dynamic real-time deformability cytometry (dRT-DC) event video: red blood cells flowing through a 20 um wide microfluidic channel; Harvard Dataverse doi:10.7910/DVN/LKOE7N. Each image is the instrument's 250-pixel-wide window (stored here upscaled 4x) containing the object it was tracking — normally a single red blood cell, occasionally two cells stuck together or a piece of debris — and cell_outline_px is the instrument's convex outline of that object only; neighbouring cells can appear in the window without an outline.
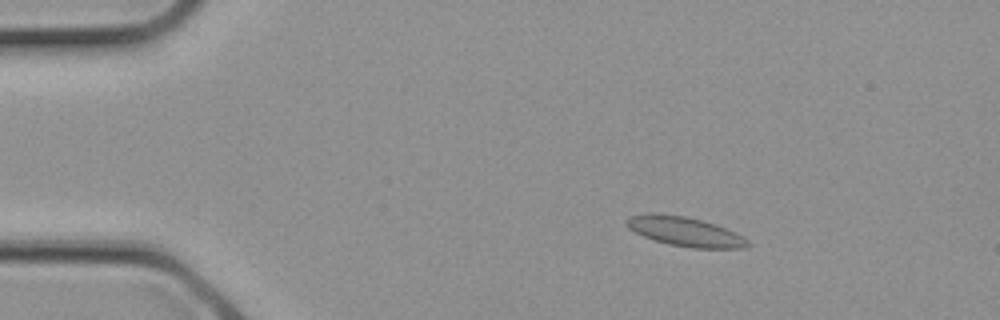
{"species": "common noctule bat (a hibernating species)", "species_latin": "Nyctalus noctula", "temperature_condition": "cold", "stored_images_in_passage": 3, "segment_of_instrument_passage": [2, 2], "camera_frame_rate_fps": 3000, "um_per_image_px": 0.085, "animal": {"sex": "female", "body_mass_g": 21.9}, "frame": {"image": 1, "passage_image": 3, "time_ms": 0.667, "image_size_px": [1000, 320], "cell_outline_px": [[752, 244], [744, 248], [692, 248], [668, 244], [644, 236], [628, 228], [624, 220], [628, 216], [648, 212], [652, 212], [684, 216], [716, 224], [736, 232], [744, 236]], "centroid_in_image_um": [58.22, 19.67], "position_along_channel_um": 26.8, "area_um2": 20.92}}